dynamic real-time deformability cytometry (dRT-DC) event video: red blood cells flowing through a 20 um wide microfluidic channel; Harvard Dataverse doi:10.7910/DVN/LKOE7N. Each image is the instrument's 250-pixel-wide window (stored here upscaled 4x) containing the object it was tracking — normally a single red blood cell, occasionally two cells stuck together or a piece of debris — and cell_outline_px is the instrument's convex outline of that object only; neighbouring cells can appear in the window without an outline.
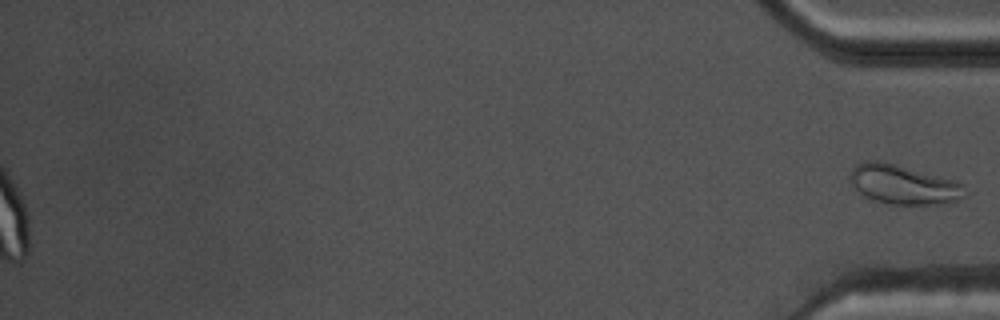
{"species": "common noctule bat (a hibernating species)", "species_latin": "Nyctalus noctula", "temperature_condition": "warm", "stored_images_in_passage": 41, "segment_of_instrument_passage": [2, 2], "camera_frame_rate_fps": 3000, "um_per_image_px": 0.085, "animal": {"sex": "male", "body_mass_g": 17.5, "forearm_length_mm": 52.3}, "frame": {"image": 1, "passage_image": 41, "time_ms": 13.333, "image_size_px": [1000, 320], "cell_outline_px": [[964, 196], [960, 200], [940, 204], [892, 204], [872, 200], [864, 196], [852, 184], [852, 168], [856, 164], [864, 160], [880, 160], [896, 164], [956, 180], [964, 184]], "centroid_in_image_um": [76.81, 15.68], "position_along_channel_um": 358.4, "area_um2": 26.3}}